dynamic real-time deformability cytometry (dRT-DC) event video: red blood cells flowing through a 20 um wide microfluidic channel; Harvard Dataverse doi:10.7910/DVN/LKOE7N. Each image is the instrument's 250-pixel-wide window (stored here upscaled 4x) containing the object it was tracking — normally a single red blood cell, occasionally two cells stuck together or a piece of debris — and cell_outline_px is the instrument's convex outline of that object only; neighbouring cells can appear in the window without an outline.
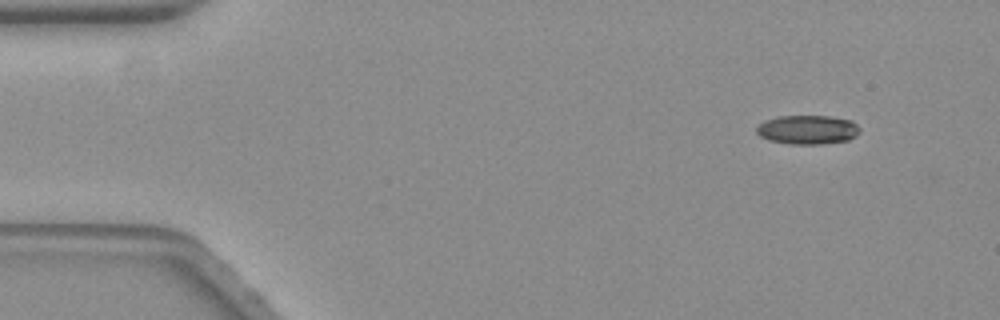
{"species": "common noctule bat (a hibernating species)", "species_latin": "Nyctalus noctula", "temperature_condition": "warm", "stored_images_in_passage": 52, "camera_frame_rate_fps": 3000, "um_per_image_px": 0.085, "animal": {"sex": "female", "body_mass_g": 19.3, "forearm_length_mm": 54.1}, "frame": {"image": 1, "passage_image": 1, "time_ms": 0.0, "image_size_px": [1000, 320], "cell_outline_px": [[860, 132], [856, 136], [848, 140], [820, 144], [792, 144], [768, 140], [760, 136], [756, 132], [756, 128], [764, 120], [780, 116], [828, 116], [852, 120], [860, 128]], "centroid_in_image_um": [68.66, 11.02], "position_along_channel_um": 16.3, "area_um2": 17.51}}
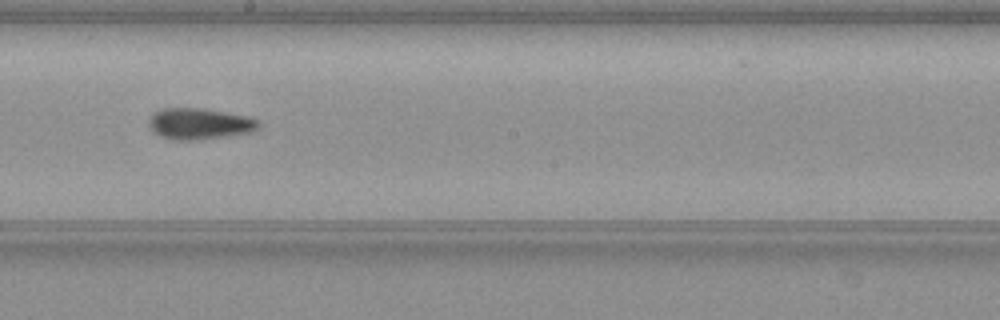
{"frame": {"image": 2, "passage_image": 28, "time_ms": 9.0, "image_size_px": [1000, 320], "cell_outline_px": [[260, 128], [252, 132], [196, 140], [172, 140], [160, 136], [152, 132], [148, 128], [148, 120], [156, 112], [164, 108], [204, 108], [248, 116], [256, 120], [260, 124]], "centroid_in_image_um": [16.93, 10.52], "position_along_channel_um": 231.3, "area_um2": 20.06}}
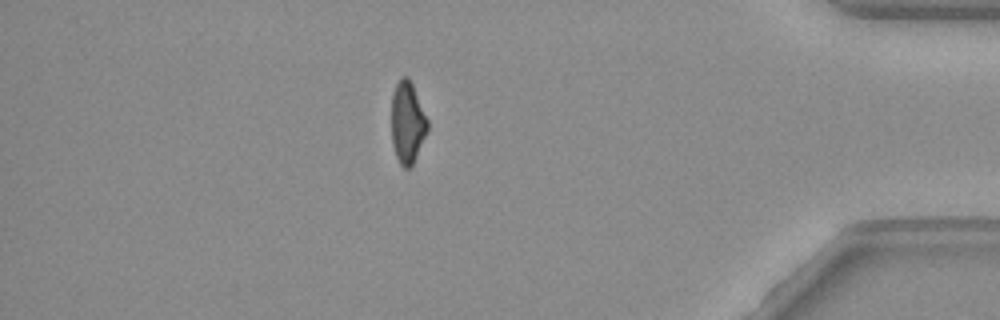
{"frame": {"image": 3, "passage_image": 46, "time_ms": 15.0, "image_size_px": [1000, 320], "cell_outline_px": [[428, 132], [412, 164], [408, 168], [404, 168], [400, 164], [396, 156], [392, 144], [392, 92], [400, 76], [408, 76], [412, 84], [428, 120]], "centroid_in_image_um": [34.63, 10.39], "position_along_channel_um": 400.6, "area_um2": 17.17}, "authors_computed_cell_mechanics": {"area_um2": 18.8139, "velocity_mm_per_s": 3.5356, "shape_relaxation_time_tau1_ms": 5.7475, "shape_relaxation_time_tau2_ms": 4.1791, "deformation_change_tau1": 0.1851, "deformation_change_tau2": 0.1227}}